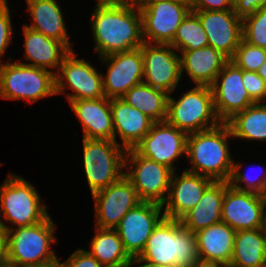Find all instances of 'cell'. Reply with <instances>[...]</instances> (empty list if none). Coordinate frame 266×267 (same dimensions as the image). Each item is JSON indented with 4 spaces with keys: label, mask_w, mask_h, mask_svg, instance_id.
Segmentation results:
<instances>
[{
    "label": "cell",
    "mask_w": 266,
    "mask_h": 267,
    "mask_svg": "<svg viewBox=\"0 0 266 267\" xmlns=\"http://www.w3.org/2000/svg\"><path fill=\"white\" fill-rule=\"evenodd\" d=\"M93 53L97 58L140 48L142 17L137 3L126 6L94 5L89 18Z\"/></svg>",
    "instance_id": "obj_1"
},
{
    "label": "cell",
    "mask_w": 266,
    "mask_h": 267,
    "mask_svg": "<svg viewBox=\"0 0 266 267\" xmlns=\"http://www.w3.org/2000/svg\"><path fill=\"white\" fill-rule=\"evenodd\" d=\"M232 141L231 129L223 122L214 128L188 134L186 160L190 167L185 170L213 181H229L234 164Z\"/></svg>",
    "instance_id": "obj_2"
},
{
    "label": "cell",
    "mask_w": 266,
    "mask_h": 267,
    "mask_svg": "<svg viewBox=\"0 0 266 267\" xmlns=\"http://www.w3.org/2000/svg\"><path fill=\"white\" fill-rule=\"evenodd\" d=\"M139 256L166 267H193L200 261L196 235L180 220L166 217L154 228Z\"/></svg>",
    "instance_id": "obj_3"
},
{
    "label": "cell",
    "mask_w": 266,
    "mask_h": 267,
    "mask_svg": "<svg viewBox=\"0 0 266 267\" xmlns=\"http://www.w3.org/2000/svg\"><path fill=\"white\" fill-rule=\"evenodd\" d=\"M40 195L30 180L9 171L0 184V227L7 231L43 221L49 211Z\"/></svg>",
    "instance_id": "obj_4"
},
{
    "label": "cell",
    "mask_w": 266,
    "mask_h": 267,
    "mask_svg": "<svg viewBox=\"0 0 266 267\" xmlns=\"http://www.w3.org/2000/svg\"><path fill=\"white\" fill-rule=\"evenodd\" d=\"M57 224L49 214L43 221L7 230L8 262L19 267H41L59 259L52 244H59Z\"/></svg>",
    "instance_id": "obj_5"
},
{
    "label": "cell",
    "mask_w": 266,
    "mask_h": 267,
    "mask_svg": "<svg viewBox=\"0 0 266 267\" xmlns=\"http://www.w3.org/2000/svg\"><path fill=\"white\" fill-rule=\"evenodd\" d=\"M56 96L55 74L10 60L0 64V99L34 104Z\"/></svg>",
    "instance_id": "obj_6"
},
{
    "label": "cell",
    "mask_w": 266,
    "mask_h": 267,
    "mask_svg": "<svg viewBox=\"0 0 266 267\" xmlns=\"http://www.w3.org/2000/svg\"><path fill=\"white\" fill-rule=\"evenodd\" d=\"M82 142L81 167L92 196L124 176L126 150L114 140L82 138Z\"/></svg>",
    "instance_id": "obj_7"
},
{
    "label": "cell",
    "mask_w": 266,
    "mask_h": 267,
    "mask_svg": "<svg viewBox=\"0 0 266 267\" xmlns=\"http://www.w3.org/2000/svg\"><path fill=\"white\" fill-rule=\"evenodd\" d=\"M175 97H168L166 121L186 134L204 131L218 126V119L210 86H190Z\"/></svg>",
    "instance_id": "obj_8"
},
{
    "label": "cell",
    "mask_w": 266,
    "mask_h": 267,
    "mask_svg": "<svg viewBox=\"0 0 266 267\" xmlns=\"http://www.w3.org/2000/svg\"><path fill=\"white\" fill-rule=\"evenodd\" d=\"M75 51H70L63 58L55 74L56 96L65 95L67 102L105 97L101 70L92 61L90 63L91 58H79Z\"/></svg>",
    "instance_id": "obj_9"
},
{
    "label": "cell",
    "mask_w": 266,
    "mask_h": 267,
    "mask_svg": "<svg viewBox=\"0 0 266 267\" xmlns=\"http://www.w3.org/2000/svg\"><path fill=\"white\" fill-rule=\"evenodd\" d=\"M173 172L171 168L141 156L135 149L126 150L124 175L141 201L163 204L169 193Z\"/></svg>",
    "instance_id": "obj_10"
},
{
    "label": "cell",
    "mask_w": 266,
    "mask_h": 267,
    "mask_svg": "<svg viewBox=\"0 0 266 267\" xmlns=\"http://www.w3.org/2000/svg\"><path fill=\"white\" fill-rule=\"evenodd\" d=\"M142 37L145 43L170 44L183 19L191 11L182 3L170 0H139Z\"/></svg>",
    "instance_id": "obj_11"
},
{
    "label": "cell",
    "mask_w": 266,
    "mask_h": 267,
    "mask_svg": "<svg viewBox=\"0 0 266 267\" xmlns=\"http://www.w3.org/2000/svg\"><path fill=\"white\" fill-rule=\"evenodd\" d=\"M144 66L143 82L174 94L182 82L180 54L170 44L143 43L140 47Z\"/></svg>",
    "instance_id": "obj_12"
},
{
    "label": "cell",
    "mask_w": 266,
    "mask_h": 267,
    "mask_svg": "<svg viewBox=\"0 0 266 267\" xmlns=\"http://www.w3.org/2000/svg\"><path fill=\"white\" fill-rule=\"evenodd\" d=\"M222 222L235 231L263 228L266 196L233 188L225 181Z\"/></svg>",
    "instance_id": "obj_13"
},
{
    "label": "cell",
    "mask_w": 266,
    "mask_h": 267,
    "mask_svg": "<svg viewBox=\"0 0 266 267\" xmlns=\"http://www.w3.org/2000/svg\"><path fill=\"white\" fill-rule=\"evenodd\" d=\"M188 134L167 121L155 122L142 141L134 148L141 156L178 170L176 163L186 158ZM184 156V157H183Z\"/></svg>",
    "instance_id": "obj_14"
},
{
    "label": "cell",
    "mask_w": 266,
    "mask_h": 267,
    "mask_svg": "<svg viewBox=\"0 0 266 267\" xmlns=\"http://www.w3.org/2000/svg\"><path fill=\"white\" fill-rule=\"evenodd\" d=\"M97 59L102 66H107V71L102 72L106 98H121L130 88L143 82L141 48L116 52Z\"/></svg>",
    "instance_id": "obj_15"
},
{
    "label": "cell",
    "mask_w": 266,
    "mask_h": 267,
    "mask_svg": "<svg viewBox=\"0 0 266 267\" xmlns=\"http://www.w3.org/2000/svg\"><path fill=\"white\" fill-rule=\"evenodd\" d=\"M91 197L94 205L93 226L101 229H115L124 215L141 202L125 175Z\"/></svg>",
    "instance_id": "obj_16"
},
{
    "label": "cell",
    "mask_w": 266,
    "mask_h": 267,
    "mask_svg": "<svg viewBox=\"0 0 266 267\" xmlns=\"http://www.w3.org/2000/svg\"><path fill=\"white\" fill-rule=\"evenodd\" d=\"M162 204L141 201L129 210L115 228L130 257L139 256L153 232L164 218Z\"/></svg>",
    "instance_id": "obj_17"
},
{
    "label": "cell",
    "mask_w": 266,
    "mask_h": 267,
    "mask_svg": "<svg viewBox=\"0 0 266 267\" xmlns=\"http://www.w3.org/2000/svg\"><path fill=\"white\" fill-rule=\"evenodd\" d=\"M210 87L216 115L223 123L256 103L244 87L242 69L230 60L224 65Z\"/></svg>",
    "instance_id": "obj_18"
},
{
    "label": "cell",
    "mask_w": 266,
    "mask_h": 267,
    "mask_svg": "<svg viewBox=\"0 0 266 267\" xmlns=\"http://www.w3.org/2000/svg\"><path fill=\"white\" fill-rule=\"evenodd\" d=\"M173 172L169 193L162 204L166 218L180 220L198 204L212 179L185 169Z\"/></svg>",
    "instance_id": "obj_19"
},
{
    "label": "cell",
    "mask_w": 266,
    "mask_h": 267,
    "mask_svg": "<svg viewBox=\"0 0 266 267\" xmlns=\"http://www.w3.org/2000/svg\"><path fill=\"white\" fill-rule=\"evenodd\" d=\"M192 12L199 17L209 46L230 60L243 39L242 19L233 10Z\"/></svg>",
    "instance_id": "obj_20"
},
{
    "label": "cell",
    "mask_w": 266,
    "mask_h": 267,
    "mask_svg": "<svg viewBox=\"0 0 266 267\" xmlns=\"http://www.w3.org/2000/svg\"><path fill=\"white\" fill-rule=\"evenodd\" d=\"M25 3L30 24L22 25L62 42L70 51L75 49V43L70 41L71 35L64 20L65 13L58 0H25Z\"/></svg>",
    "instance_id": "obj_21"
},
{
    "label": "cell",
    "mask_w": 266,
    "mask_h": 267,
    "mask_svg": "<svg viewBox=\"0 0 266 267\" xmlns=\"http://www.w3.org/2000/svg\"><path fill=\"white\" fill-rule=\"evenodd\" d=\"M110 106L114 141L125 150L134 149L155 122L122 98H111Z\"/></svg>",
    "instance_id": "obj_22"
},
{
    "label": "cell",
    "mask_w": 266,
    "mask_h": 267,
    "mask_svg": "<svg viewBox=\"0 0 266 267\" xmlns=\"http://www.w3.org/2000/svg\"><path fill=\"white\" fill-rule=\"evenodd\" d=\"M86 139L114 140L110 98L79 99L68 102Z\"/></svg>",
    "instance_id": "obj_23"
},
{
    "label": "cell",
    "mask_w": 266,
    "mask_h": 267,
    "mask_svg": "<svg viewBox=\"0 0 266 267\" xmlns=\"http://www.w3.org/2000/svg\"><path fill=\"white\" fill-rule=\"evenodd\" d=\"M22 27L23 58H17L16 61L39 67L51 71L56 74L61 66L63 58L70 50L60 41L46 37L45 35L33 31L26 27ZM24 59V60H23Z\"/></svg>",
    "instance_id": "obj_24"
},
{
    "label": "cell",
    "mask_w": 266,
    "mask_h": 267,
    "mask_svg": "<svg viewBox=\"0 0 266 267\" xmlns=\"http://www.w3.org/2000/svg\"><path fill=\"white\" fill-rule=\"evenodd\" d=\"M179 54L182 80L187 75L185 79L191 80L190 85L197 86H211L229 61L225 55L209 45Z\"/></svg>",
    "instance_id": "obj_25"
},
{
    "label": "cell",
    "mask_w": 266,
    "mask_h": 267,
    "mask_svg": "<svg viewBox=\"0 0 266 267\" xmlns=\"http://www.w3.org/2000/svg\"><path fill=\"white\" fill-rule=\"evenodd\" d=\"M236 231L222 221L195 233L202 262L230 264Z\"/></svg>",
    "instance_id": "obj_26"
},
{
    "label": "cell",
    "mask_w": 266,
    "mask_h": 267,
    "mask_svg": "<svg viewBox=\"0 0 266 267\" xmlns=\"http://www.w3.org/2000/svg\"><path fill=\"white\" fill-rule=\"evenodd\" d=\"M224 195L225 181H213L204 191L198 204L180 219L182 226L195 234L221 222Z\"/></svg>",
    "instance_id": "obj_27"
},
{
    "label": "cell",
    "mask_w": 266,
    "mask_h": 267,
    "mask_svg": "<svg viewBox=\"0 0 266 267\" xmlns=\"http://www.w3.org/2000/svg\"><path fill=\"white\" fill-rule=\"evenodd\" d=\"M230 265L266 267V237L263 228L236 231Z\"/></svg>",
    "instance_id": "obj_28"
},
{
    "label": "cell",
    "mask_w": 266,
    "mask_h": 267,
    "mask_svg": "<svg viewBox=\"0 0 266 267\" xmlns=\"http://www.w3.org/2000/svg\"><path fill=\"white\" fill-rule=\"evenodd\" d=\"M240 143L266 142V102L254 103L226 122ZM240 139V140H239Z\"/></svg>",
    "instance_id": "obj_29"
},
{
    "label": "cell",
    "mask_w": 266,
    "mask_h": 267,
    "mask_svg": "<svg viewBox=\"0 0 266 267\" xmlns=\"http://www.w3.org/2000/svg\"><path fill=\"white\" fill-rule=\"evenodd\" d=\"M89 253L104 267H126L130 256L115 229L94 228Z\"/></svg>",
    "instance_id": "obj_30"
},
{
    "label": "cell",
    "mask_w": 266,
    "mask_h": 267,
    "mask_svg": "<svg viewBox=\"0 0 266 267\" xmlns=\"http://www.w3.org/2000/svg\"><path fill=\"white\" fill-rule=\"evenodd\" d=\"M168 97L166 92L141 82L130 88L121 98L154 122H164L167 119Z\"/></svg>",
    "instance_id": "obj_31"
},
{
    "label": "cell",
    "mask_w": 266,
    "mask_h": 267,
    "mask_svg": "<svg viewBox=\"0 0 266 267\" xmlns=\"http://www.w3.org/2000/svg\"><path fill=\"white\" fill-rule=\"evenodd\" d=\"M178 53L196 50L209 45L208 38L199 17L192 11L183 19L170 43Z\"/></svg>",
    "instance_id": "obj_32"
},
{
    "label": "cell",
    "mask_w": 266,
    "mask_h": 267,
    "mask_svg": "<svg viewBox=\"0 0 266 267\" xmlns=\"http://www.w3.org/2000/svg\"><path fill=\"white\" fill-rule=\"evenodd\" d=\"M254 165H249L248 168L241 161L234 159L232 174L228 182L235 189L266 196V166L262 163H260L261 166L256 165V162Z\"/></svg>",
    "instance_id": "obj_33"
},
{
    "label": "cell",
    "mask_w": 266,
    "mask_h": 267,
    "mask_svg": "<svg viewBox=\"0 0 266 267\" xmlns=\"http://www.w3.org/2000/svg\"><path fill=\"white\" fill-rule=\"evenodd\" d=\"M242 37L245 42L266 49V7L242 19Z\"/></svg>",
    "instance_id": "obj_34"
},
{
    "label": "cell",
    "mask_w": 266,
    "mask_h": 267,
    "mask_svg": "<svg viewBox=\"0 0 266 267\" xmlns=\"http://www.w3.org/2000/svg\"><path fill=\"white\" fill-rule=\"evenodd\" d=\"M230 61L242 70L257 72L266 61V49L251 45L242 39Z\"/></svg>",
    "instance_id": "obj_35"
},
{
    "label": "cell",
    "mask_w": 266,
    "mask_h": 267,
    "mask_svg": "<svg viewBox=\"0 0 266 267\" xmlns=\"http://www.w3.org/2000/svg\"><path fill=\"white\" fill-rule=\"evenodd\" d=\"M9 0H0V64L13 60L14 57L6 56L7 49L12 45L14 39V25L12 24V12L8 4ZM4 57H8L6 60ZM3 59V60H2Z\"/></svg>",
    "instance_id": "obj_36"
},
{
    "label": "cell",
    "mask_w": 266,
    "mask_h": 267,
    "mask_svg": "<svg viewBox=\"0 0 266 267\" xmlns=\"http://www.w3.org/2000/svg\"><path fill=\"white\" fill-rule=\"evenodd\" d=\"M242 81L256 103L266 102V81L257 72L242 70Z\"/></svg>",
    "instance_id": "obj_37"
},
{
    "label": "cell",
    "mask_w": 266,
    "mask_h": 267,
    "mask_svg": "<svg viewBox=\"0 0 266 267\" xmlns=\"http://www.w3.org/2000/svg\"><path fill=\"white\" fill-rule=\"evenodd\" d=\"M64 267H104L93 257L88 249L77 248L66 260H63Z\"/></svg>",
    "instance_id": "obj_38"
},
{
    "label": "cell",
    "mask_w": 266,
    "mask_h": 267,
    "mask_svg": "<svg viewBox=\"0 0 266 267\" xmlns=\"http://www.w3.org/2000/svg\"><path fill=\"white\" fill-rule=\"evenodd\" d=\"M233 10L232 0H192L191 11Z\"/></svg>",
    "instance_id": "obj_39"
},
{
    "label": "cell",
    "mask_w": 266,
    "mask_h": 267,
    "mask_svg": "<svg viewBox=\"0 0 266 267\" xmlns=\"http://www.w3.org/2000/svg\"><path fill=\"white\" fill-rule=\"evenodd\" d=\"M233 11L241 19L252 15L262 7H266V0H232Z\"/></svg>",
    "instance_id": "obj_40"
},
{
    "label": "cell",
    "mask_w": 266,
    "mask_h": 267,
    "mask_svg": "<svg viewBox=\"0 0 266 267\" xmlns=\"http://www.w3.org/2000/svg\"><path fill=\"white\" fill-rule=\"evenodd\" d=\"M7 261V232L0 227V266Z\"/></svg>",
    "instance_id": "obj_41"
},
{
    "label": "cell",
    "mask_w": 266,
    "mask_h": 267,
    "mask_svg": "<svg viewBox=\"0 0 266 267\" xmlns=\"http://www.w3.org/2000/svg\"><path fill=\"white\" fill-rule=\"evenodd\" d=\"M126 267H166L151 263L140 256H132Z\"/></svg>",
    "instance_id": "obj_42"
},
{
    "label": "cell",
    "mask_w": 266,
    "mask_h": 267,
    "mask_svg": "<svg viewBox=\"0 0 266 267\" xmlns=\"http://www.w3.org/2000/svg\"><path fill=\"white\" fill-rule=\"evenodd\" d=\"M138 2L139 0H95V5L126 6Z\"/></svg>",
    "instance_id": "obj_43"
},
{
    "label": "cell",
    "mask_w": 266,
    "mask_h": 267,
    "mask_svg": "<svg viewBox=\"0 0 266 267\" xmlns=\"http://www.w3.org/2000/svg\"><path fill=\"white\" fill-rule=\"evenodd\" d=\"M193 267H218V263H210V262H197Z\"/></svg>",
    "instance_id": "obj_44"
},
{
    "label": "cell",
    "mask_w": 266,
    "mask_h": 267,
    "mask_svg": "<svg viewBox=\"0 0 266 267\" xmlns=\"http://www.w3.org/2000/svg\"><path fill=\"white\" fill-rule=\"evenodd\" d=\"M257 73L266 81V61L261 65Z\"/></svg>",
    "instance_id": "obj_45"
},
{
    "label": "cell",
    "mask_w": 266,
    "mask_h": 267,
    "mask_svg": "<svg viewBox=\"0 0 266 267\" xmlns=\"http://www.w3.org/2000/svg\"><path fill=\"white\" fill-rule=\"evenodd\" d=\"M41 267H64V265L62 264V261H60V258H59L55 262L47 264V265H43Z\"/></svg>",
    "instance_id": "obj_46"
},
{
    "label": "cell",
    "mask_w": 266,
    "mask_h": 267,
    "mask_svg": "<svg viewBox=\"0 0 266 267\" xmlns=\"http://www.w3.org/2000/svg\"><path fill=\"white\" fill-rule=\"evenodd\" d=\"M170 1H175V2H179L182 3L186 6H188L191 10V4H192V0H170Z\"/></svg>",
    "instance_id": "obj_47"
},
{
    "label": "cell",
    "mask_w": 266,
    "mask_h": 267,
    "mask_svg": "<svg viewBox=\"0 0 266 267\" xmlns=\"http://www.w3.org/2000/svg\"><path fill=\"white\" fill-rule=\"evenodd\" d=\"M0 267H19V266H17L16 264H13V263L7 261L6 263H4L3 265H1Z\"/></svg>",
    "instance_id": "obj_48"
},
{
    "label": "cell",
    "mask_w": 266,
    "mask_h": 267,
    "mask_svg": "<svg viewBox=\"0 0 266 267\" xmlns=\"http://www.w3.org/2000/svg\"><path fill=\"white\" fill-rule=\"evenodd\" d=\"M218 267H233V266H231L230 264H224V265L218 264Z\"/></svg>",
    "instance_id": "obj_49"
},
{
    "label": "cell",
    "mask_w": 266,
    "mask_h": 267,
    "mask_svg": "<svg viewBox=\"0 0 266 267\" xmlns=\"http://www.w3.org/2000/svg\"><path fill=\"white\" fill-rule=\"evenodd\" d=\"M263 230H264L265 237H266V218H265V222H264Z\"/></svg>",
    "instance_id": "obj_50"
}]
</instances>
